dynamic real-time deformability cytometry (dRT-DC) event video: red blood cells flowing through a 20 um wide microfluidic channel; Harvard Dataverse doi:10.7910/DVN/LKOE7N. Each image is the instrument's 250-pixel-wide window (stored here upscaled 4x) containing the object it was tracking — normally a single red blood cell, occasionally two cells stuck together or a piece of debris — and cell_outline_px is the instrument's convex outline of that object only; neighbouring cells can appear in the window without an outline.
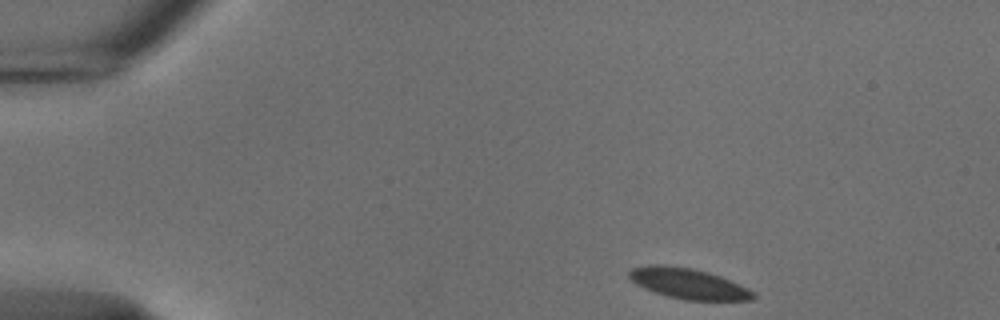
{"species": "common noctule bat (a hibernating species)", "species_latin": "Nyctalus noctula", "temperature_condition": "cold", "stored_images_in_passage": 47, "camera_frame_rate_fps": 3000, "um_per_image_px": 0.085, "animal": {"sex": "male", "body_mass_g": 18.8}, "frame": {"image": 1, "passage_image": 1, "time_ms": 0.0, "image_size_px": [1000, 320], "cell_outline_px": [[756, 296], [752, 300], [684, 300], [668, 296], [644, 288], [636, 284], [628, 276], [628, 272], [632, 268], [652, 264], [660, 264], [692, 268], [708, 272], [720, 276], [740, 284], [756, 292]], "centroid_in_image_um": [58.53, 24.1], "position_along_channel_um": 26.5, "area_um2": 22.08}}
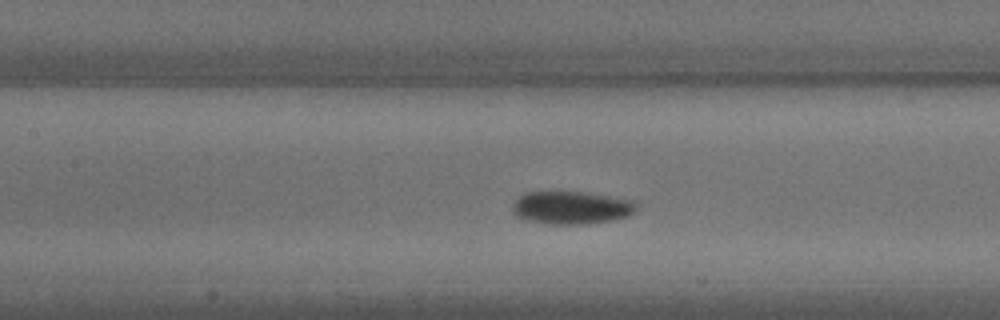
{"frame": {"image": 2, "passage_image": 18, "time_ms": 5.667, "image_size_px": [1000, 320], "cell_outline_px": [[636, 208], [628, 216], [616, 220], [584, 224], [548, 224], [528, 220], [516, 216], [512, 212], [512, 204], [524, 192], [584, 192], [632, 200], [636, 204]], "centroid_in_image_um": [48.54, 17.66], "position_along_channel_um": 158.9, "area_um2": 23.7}}
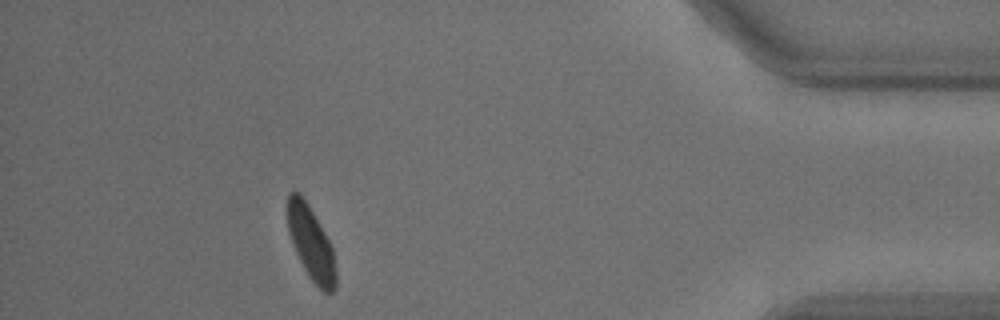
{"frame": {"image": 3, "passage_image": 42, "time_ms": 13.667, "image_size_px": [1000, 320], "cell_outline_px": [[336, 288], [332, 292], [324, 292], [308, 276], [296, 252], [288, 232], [288, 192], [300, 192], [308, 204], [328, 240], [332, 248], [336, 272]], "centroid_in_image_um": [26.43, 20.68], "position_along_channel_um": 408.8, "area_um2": 20.23}, "authors_computed_cell_mechanics": {"area_um2": 22.0796, "velocity_mm_per_s": 3.7014, "shape_relaxation_time_tau1_ms": 2.3629, "shape_relaxation_time_tau2_ms": null, "deformation_change_tau1": 0.0801, "deformation_change_tau2": null}}